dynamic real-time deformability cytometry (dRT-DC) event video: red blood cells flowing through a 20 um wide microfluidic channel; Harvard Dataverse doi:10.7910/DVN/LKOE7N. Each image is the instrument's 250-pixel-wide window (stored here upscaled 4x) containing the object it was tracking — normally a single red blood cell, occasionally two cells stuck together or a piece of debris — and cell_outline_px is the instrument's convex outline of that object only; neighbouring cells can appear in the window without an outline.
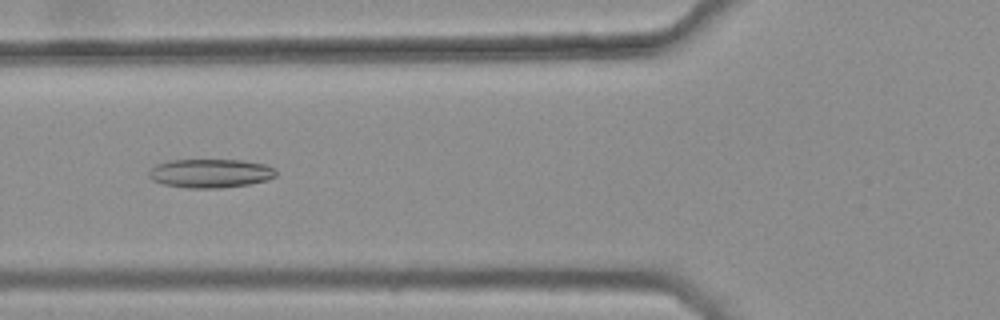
{"species": "common noctule bat (a hibernating species)", "species_latin": "Nyctalus noctula", "temperature_condition": "warm", "stored_images_in_passage": 45, "camera_frame_rate_fps": 3000, "um_per_image_px": 0.085, "animal": {"sex": "female", "body_mass_g": 25.1}, "frame": {"image": 1, "passage_image": 20, "time_ms": 6.333, "image_size_px": [1000, 320], "cell_outline_px": [[276, 176], [268, 180], [248, 184], [220, 188], [188, 188], [164, 184], [152, 180], [148, 176], [148, 172], [156, 164], [168, 160], [244, 160], [264, 164], [276, 168]], "centroid_in_image_um": [17.89, 14.73], "position_along_channel_um": 107.9, "area_um2": 21.44}}
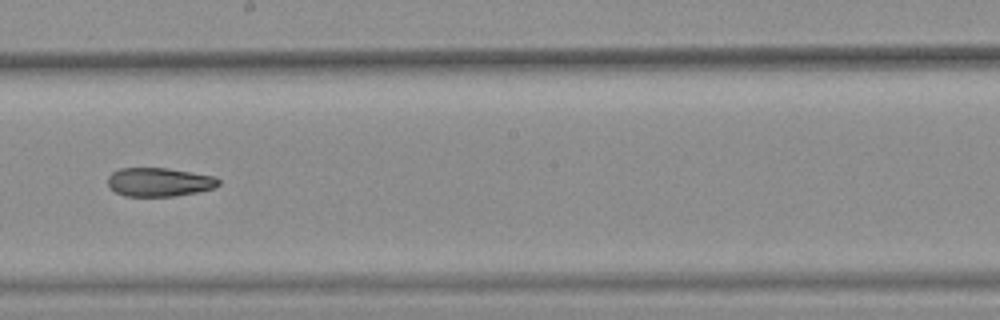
{"frame": {"image": 2, "passage_image": 30, "time_ms": 9.667, "image_size_px": [1000, 320], "cell_outline_px": [[220, 184], [216, 188], [196, 192], [172, 196], [124, 196], [108, 188], [108, 176], [112, 172], [120, 168], [168, 168], [216, 176], [220, 180]], "centroid_in_image_um": [13.54, 15.47], "position_along_channel_um": 234.7, "area_um2": 18.73}}
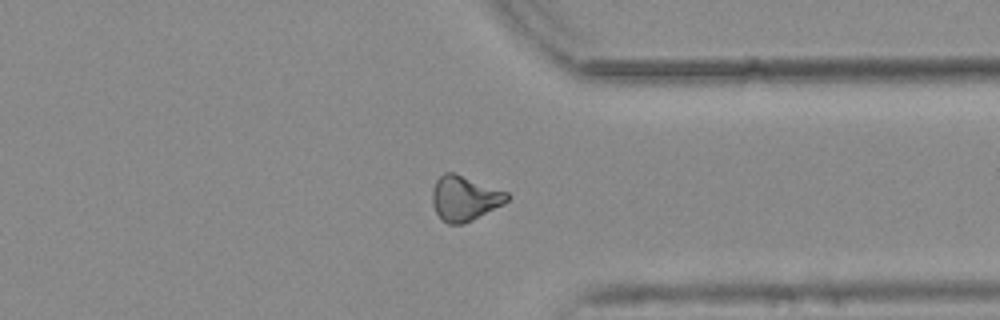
{"frame": {"image": 3, "passage_image": 41, "time_ms": 13.333, "image_size_px": [1000, 320], "cell_outline_px": [[512, 196], [504, 204], [464, 224], [448, 224], [436, 212], [432, 204], [432, 188], [436, 180], [444, 172], [456, 172], [508, 192]], "centroid_in_image_um": [39.51, 16.83], "position_along_channel_um": 371.9, "area_um2": 19.83}, "authors_computed_cell_mechanics": {"area_um2": 19.941, "velocity_mm_per_s": 3.8063, "shape_relaxation_time_tau1_ms": null, "shape_relaxation_time_tau2_ms": 6.4364, "deformation_change_tau1": null, "deformation_change_tau2": 0.1532}}